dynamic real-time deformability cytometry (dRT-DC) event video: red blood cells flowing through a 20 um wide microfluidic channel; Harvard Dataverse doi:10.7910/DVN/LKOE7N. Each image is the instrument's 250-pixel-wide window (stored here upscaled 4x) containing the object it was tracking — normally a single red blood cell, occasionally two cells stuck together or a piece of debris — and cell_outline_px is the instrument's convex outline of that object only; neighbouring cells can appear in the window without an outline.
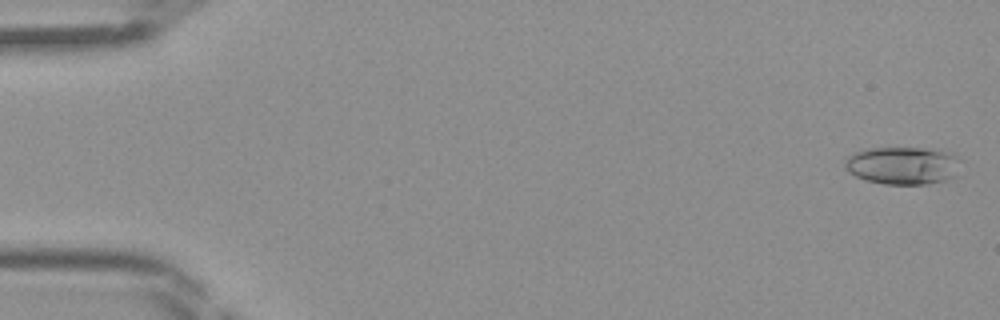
{"species": "Egyptian fruit bat (a non-hibernating species)", "species_latin": "Rousettus aegyptiacus", "temperature_condition": "room temperature", "stored_images_in_passage": 46, "camera_frame_rate_fps": 3000, "um_per_image_px": 0.085, "frame": {"image": 1, "passage_image": 2, "time_ms": 0.333, "image_size_px": [1000, 320], "cell_outline_px": [[964, 160], [960, 176], [944, 180], [924, 184], [884, 184], [864, 180], [856, 176], [844, 168], [844, 156], [852, 152], [868, 148], [936, 148], [948, 152]], "centroid_in_image_um": [76.79, 14.05], "position_along_channel_um": 8.2, "area_um2": 26.41}}
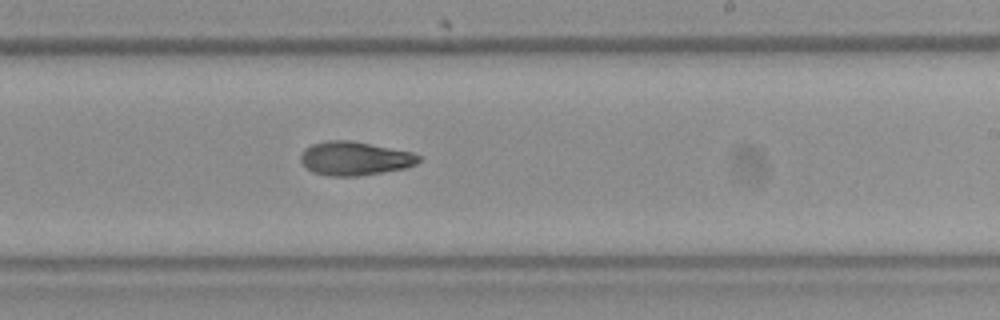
{"frame": {"image": 2, "passage_image": 28, "time_ms": 9.0, "image_size_px": [1000, 320], "cell_outline_px": [[420, 160], [416, 164], [404, 168], [356, 176], [328, 176], [312, 172], [300, 160], [300, 156], [304, 148], [312, 144], [328, 140], [348, 140], [412, 152], [420, 156]], "centroid_in_image_um": [30.12, 13.46], "position_along_channel_um": 258.9, "area_um2": 22.95}}
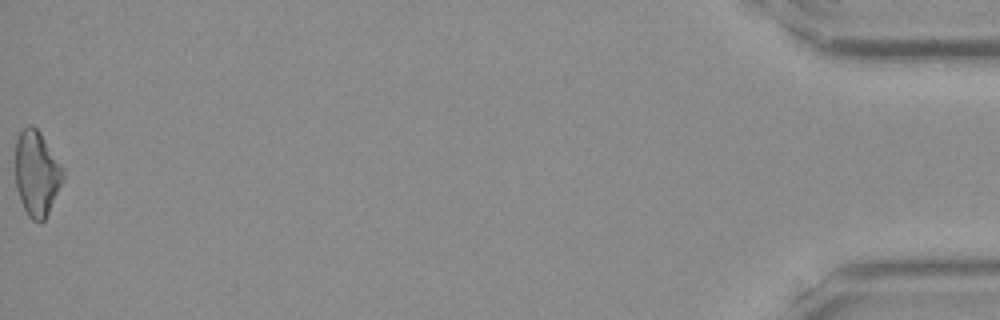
{"frame": {"image": 3, "passage_image": 46, "time_ms": 15.0, "image_size_px": [1000, 320], "cell_outline_px": [[64, 180], [44, 220], [40, 224], [32, 220], [28, 216], [20, 200], [16, 188], [16, 140], [20, 132], [28, 124], [32, 124], [40, 132], [64, 168]], "centroid_in_image_um": [3.13, 14.74], "position_along_channel_um": 432.1, "area_um2": 23.76}}